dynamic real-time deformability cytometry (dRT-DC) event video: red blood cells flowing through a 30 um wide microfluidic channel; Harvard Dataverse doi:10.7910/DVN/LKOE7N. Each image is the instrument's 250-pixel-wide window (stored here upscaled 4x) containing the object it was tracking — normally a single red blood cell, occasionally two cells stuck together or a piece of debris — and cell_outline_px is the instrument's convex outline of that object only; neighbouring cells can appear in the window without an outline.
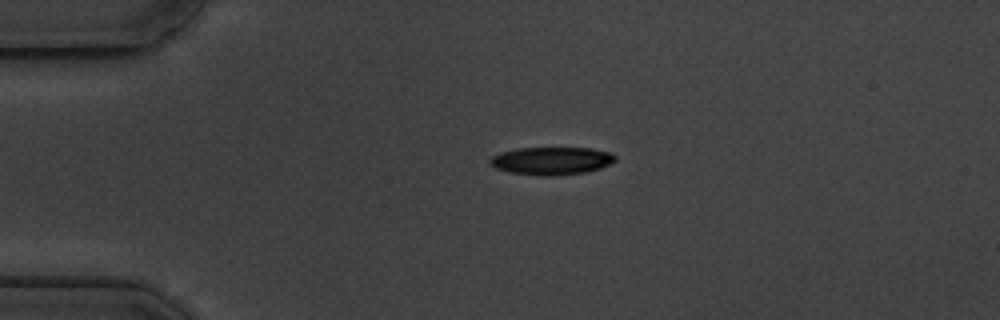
{"species": "common noctule bat (a hibernating species)", "species_latin": "Nyctalus noctula", "temperature_condition": "cold", "stored_images_in_passage": 2, "camera_frame_rate_fps": 3000, "um_per_image_px": 0.085, "animal": {"sex": "male", "body_mass_g": 19.5, "forearm_length_mm": 54.6}, "frame": {"image": 1, "passage_image": 1, "time_ms": 0.0, "image_size_px": [1000, 320], "cell_outline_px": [[616, 160], [600, 168], [588, 172], [552, 176], [540, 176], [508, 172], [496, 168], [488, 160], [492, 156], [500, 152], [516, 148], [592, 148], [612, 152], [616, 156]], "centroid_in_image_um": [46.89, 13.67], "position_along_channel_um": 38.1, "area_um2": 20.46}}